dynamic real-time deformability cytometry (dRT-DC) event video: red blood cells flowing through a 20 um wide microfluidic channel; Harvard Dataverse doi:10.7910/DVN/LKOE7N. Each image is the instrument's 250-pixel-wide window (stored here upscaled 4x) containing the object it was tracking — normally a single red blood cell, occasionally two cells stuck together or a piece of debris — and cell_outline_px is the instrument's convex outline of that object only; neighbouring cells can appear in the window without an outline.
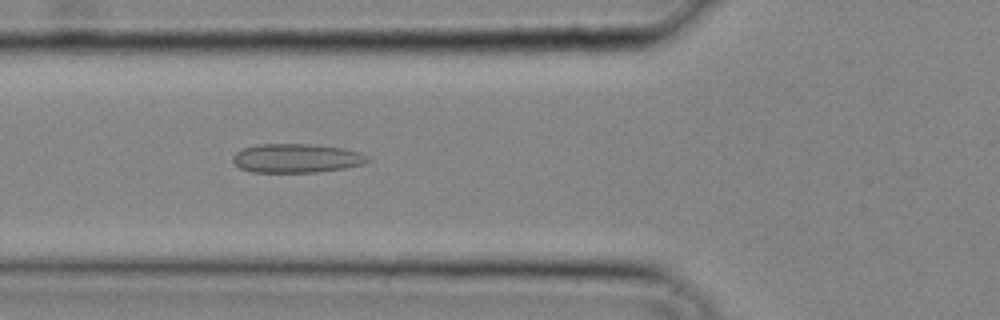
{"species": "common noctule bat (a hibernating species)", "species_latin": "Nyctalus noctula", "temperature_condition": "cold", "stored_images_in_passage": 34, "camera_frame_rate_fps": 3000, "um_per_image_px": 0.085, "animal": {"sex": "male", "body_mass_g": 20.4}, "frame": {"image": 1, "passage_image": 12, "time_ms": 3.667, "image_size_px": [1000, 320], "cell_outline_px": [[372, 160], [364, 164], [344, 168], [316, 172], [252, 172], [240, 168], [232, 160], [232, 156], [240, 148], [256, 144], [312, 144], [344, 148], [360, 152], [368, 156]], "centroid_in_image_um": [25.2, 13.44], "position_along_channel_um": 100.6, "area_um2": 23.0}}
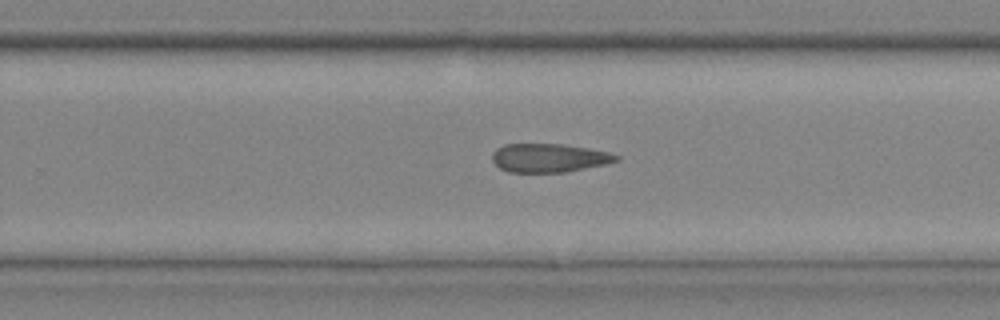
{"frame": {"image": 2, "passage_image": 22, "time_ms": 7.0, "image_size_px": [1000, 320], "cell_outline_px": [[620, 160], [604, 164], [564, 172], [508, 172], [500, 168], [492, 160], [492, 152], [496, 148], [504, 144], [564, 144], [588, 148], [608, 152], [620, 156]], "centroid_in_image_um": [46.64, 13.41], "position_along_channel_um": 283.2, "area_um2": 20.63}}
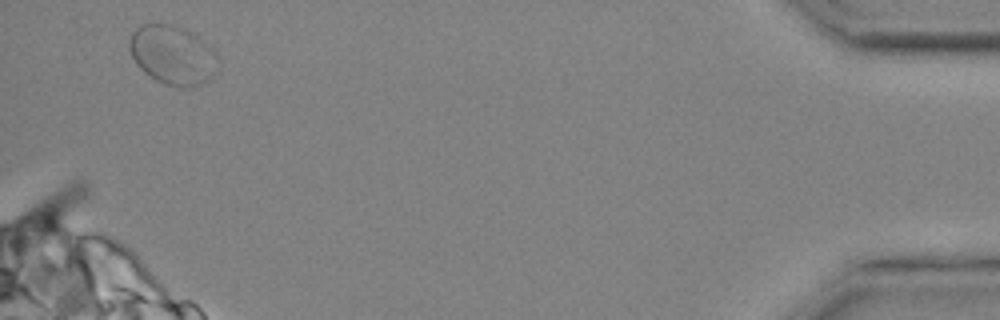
{"frame": {"image": 3, "passage_image": 33, "time_ms": 10.667, "image_size_px": [1000, 320], "cell_outline_px": [[220, 68], [216, 72], [204, 80], [188, 88], [184, 88], [164, 84], [156, 80], [144, 72], [136, 64], [128, 48], [128, 40], [132, 32], [140, 24], [168, 24], [188, 28], [212, 48], [220, 56]], "centroid_in_image_um": [14.68, 4.65], "position_along_channel_um": 420.5, "area_um2": 30.92}}